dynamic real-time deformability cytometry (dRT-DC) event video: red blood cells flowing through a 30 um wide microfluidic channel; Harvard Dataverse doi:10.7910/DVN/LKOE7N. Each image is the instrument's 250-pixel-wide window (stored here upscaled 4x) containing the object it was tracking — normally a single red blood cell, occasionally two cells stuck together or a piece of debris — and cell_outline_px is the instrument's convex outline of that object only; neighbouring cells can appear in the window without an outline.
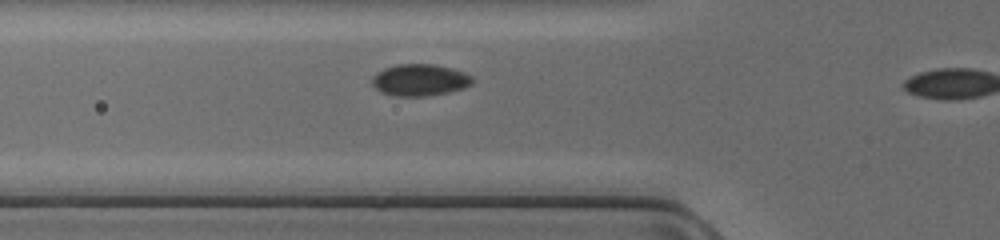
{"species": "common noctule bat (a hibernating species)", "species_latin": "Nyctalus noctula", "temperature_condition": "cold", "stored_images_in_passage": 17, "camera_frame_rate_fps": 3000, "um_per_image_px": 0.085, "animal": {"sex": "female", "body_mass_g": 17.0, "forearm_length_mm": 48.0}, "frame": {"image": 1, "passage_image": 10, "time_ms": 3.0, "image_size_px": [1000, 240], "cell_outline_px": [[472, 84], [464, 88], [448, 92], [424, 96], [396, 96], [380, 92], [372, 84], [372, 76], [384, 68], [396, 64], [432, 64], [452, 68], [472, 76]], "centroid_in_image_um": [35.66, 6.8], "position_along_channel_um": 90.1, "area_um2": 18.5}}
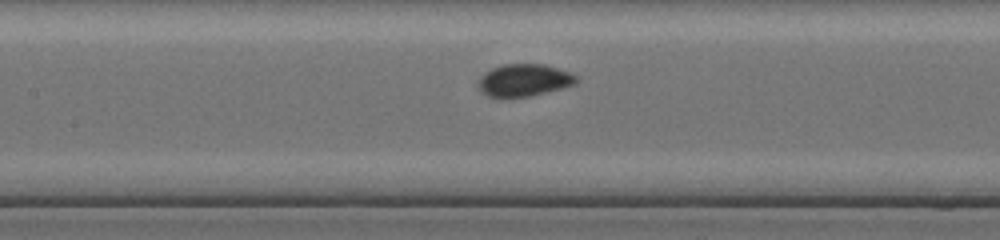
{"frame": {"image": 2, "passage_image": 15, "time_ms": 4.667, "image_size_px": [1000, 240], "cell_outline_px": [[576, 84], [564, 88], [528, 96], [488, 96], [480, 88], [476, 80], [484, 72], [492, 68], [504, 64], [544, 64], [568, 72], [576, 76]], "centroid_in_image_um": [44.53, 6.8], "position_along_channel_um": 162.9, "area_um2": 18.15}}